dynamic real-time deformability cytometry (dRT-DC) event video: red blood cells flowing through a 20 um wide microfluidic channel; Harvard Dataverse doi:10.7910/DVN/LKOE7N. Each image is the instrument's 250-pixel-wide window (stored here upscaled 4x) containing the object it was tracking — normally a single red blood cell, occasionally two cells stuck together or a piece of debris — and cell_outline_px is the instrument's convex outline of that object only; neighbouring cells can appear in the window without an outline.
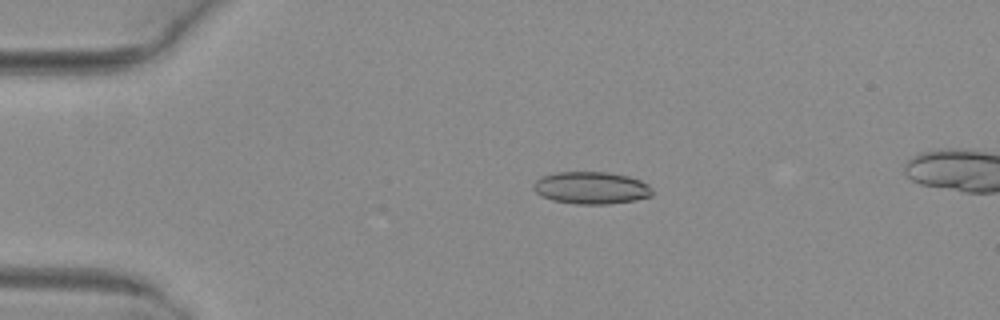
{"species": "common noctule bat (a hibernating species)", "species_latin": "Nyctalus noctula", "temperature_condition": "warm", "stored_images_in_passage": 51, "camera_frame_rate_fps": 3000, "um_per_image_px": 0.085, "animal": {"sex": "female", "body_mass_g": 29.2, "forearm_length_mm": 56.3}, "frame": {"image": 1, "passage_image": 11, "time_ms": 3.333, "image_size_px": [1000, 320], "cell_outline_px": [[652, 196], [636, 200], [608, 204], [576, 204], [552, 200], [536, 192], [532, 188], [532, 184], [536, 180], [544, 176], [556, 172], [608, 172], [628, 176], [640, 180], [648, 184], [652, 188]], "centroid_in_image_um": [50.27, 15.97], "position_along_channel_um": 34.7, "area_um2": 22.37}}
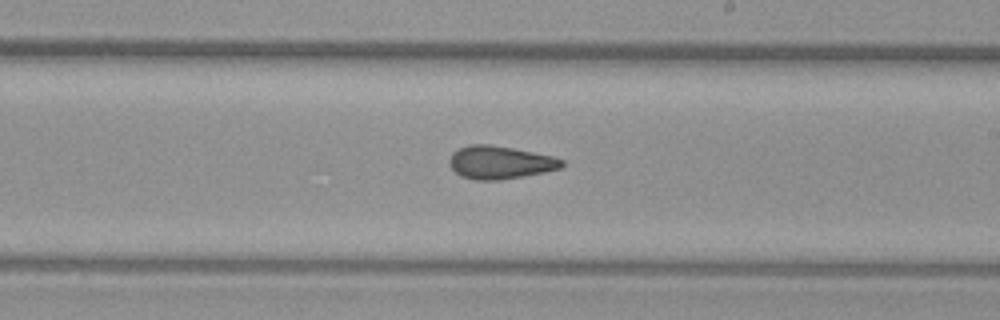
{"frame": {"image": 2, "passage_image": 30, "time_ms": 9.667, "image_size_px": [1000, 320], "cell_outline_px": [[564, 164], [560, 168], [544, 172], [524, 176], [500, 180], [472, 180], [460, 176], [452, 168], [448, 160], [452, 152], [468, 144], [488, 144], [512, 148], [552, 156], [564, 160]], "centroid_in_image_um": [42.47, 13.81], "position_along_channel_um": 246.5, "area_um2": 21.62}}
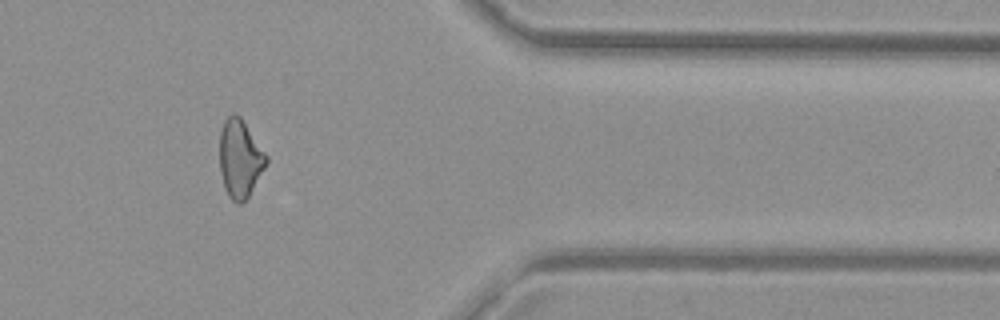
{"frame": {"image": 3, "passage_image": 42, "time_ms": 13.667, "image_size_px": [1000, 320], "cell_outline_px": [[268, 160], [264, 168], [248, 196], [240, 204], [236, 204], [228, 196], [224, 188], [220, 172], [220, 132], [224, 120], [232, 112], [236, 112], [240, 116], [268, 156]], "centroid_in_image_um": [20.38, 13.46], "position_along_channel_um": 391.0, "area_um2": 21.15}}